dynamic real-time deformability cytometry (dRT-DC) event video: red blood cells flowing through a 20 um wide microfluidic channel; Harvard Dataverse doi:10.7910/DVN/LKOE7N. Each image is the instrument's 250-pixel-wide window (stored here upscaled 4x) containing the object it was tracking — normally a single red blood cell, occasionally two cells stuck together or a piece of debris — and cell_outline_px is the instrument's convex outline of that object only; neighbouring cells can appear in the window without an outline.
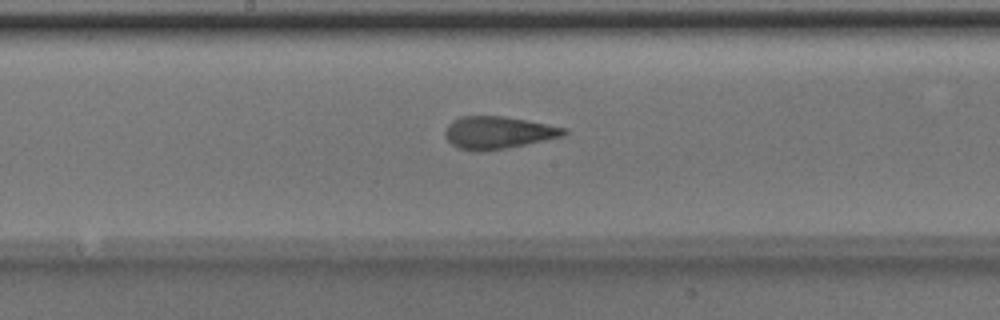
{"species": "Egyptian fruit bat (a non-hibernating species)", "species_latin": "Rousettus aegyptiacus", "temperature_condition": "room temperature", "stored_images_in_passage": 49, "camera_frame_rate_fps": 3000, "um_per_image_px": 0.085, "animal": {"sex": "male"}, "frame": {"image": 1, "passage_image": 25, "time_ms": 8.0, "image_size_px": [1000, 320], "cell_outline_px": [[568, 132], [564, 136], [504, 148], [480, 152], [476, 152], [456, 148], [444, 136], [444, 132], [448, 124], [452, 120], [460, 116], [504, 116], [568, 128]], "centroid_in_image_um": [42.29, 11.27], "position_along_channel_um": 205.9, "area_um2": 22.48}}
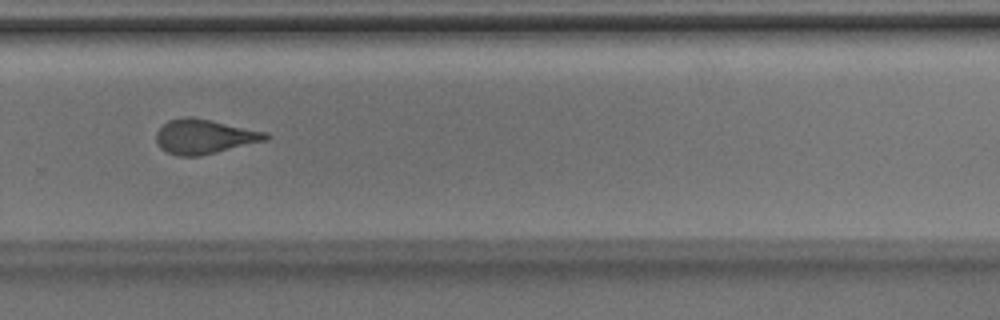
{"frame": {"image": 2, "passage_image": 33, "time_ms": 10.667, "image_size_px": [1000, 320], "cell_outline_px": [[272, 136], [268, 140], [200, 156], [180, 156], [168, 152], [160, 148], [156, 144], [156, 132], [168, 120], [184, 116], [188, 116], [268, 132]], "centroid_in_image_um": [17.37, 11.61], "position_along_channel_um": 312.4, "area_um2": 22.02}}
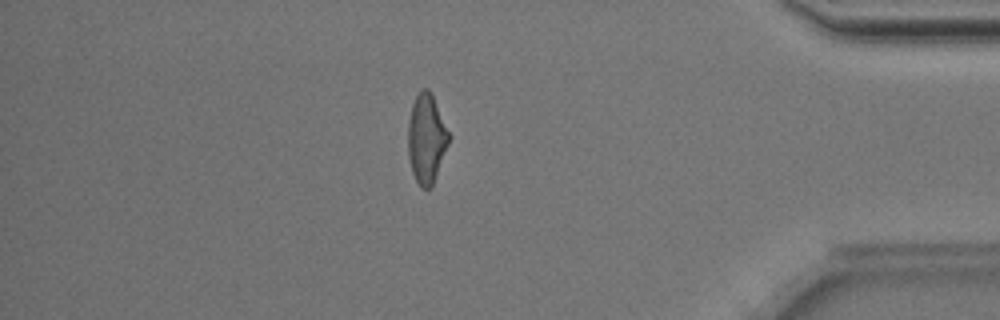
{"frame": {"image": 3, "passage_image": 42, "time_ms": 13.667, "image_size_px": [1000, 320], "cell_outline_px": [[452, 136], [432, 184], [428, 188], [420, 188], [412, 172], [408, 156], [408, 120], [412, 104], [416, 96], [424, 88], [428, 88]], "centroid_in_image_um": [36.25, 11.78], "position_along_channel_um": 399.0, "area_um2": 21.1}, "authors_computed_cell_mechanics": {"area_um2": 22.253, "velocity_mm_per_s": 4.0291, "shape_relaxation_time_tau1_ms": 4.6428, "shape_relaxation_time_tau2_ms": 1.3695, "deformation_change_tau1": 0.1624, "deformation_change_tau2": 0.0764}}